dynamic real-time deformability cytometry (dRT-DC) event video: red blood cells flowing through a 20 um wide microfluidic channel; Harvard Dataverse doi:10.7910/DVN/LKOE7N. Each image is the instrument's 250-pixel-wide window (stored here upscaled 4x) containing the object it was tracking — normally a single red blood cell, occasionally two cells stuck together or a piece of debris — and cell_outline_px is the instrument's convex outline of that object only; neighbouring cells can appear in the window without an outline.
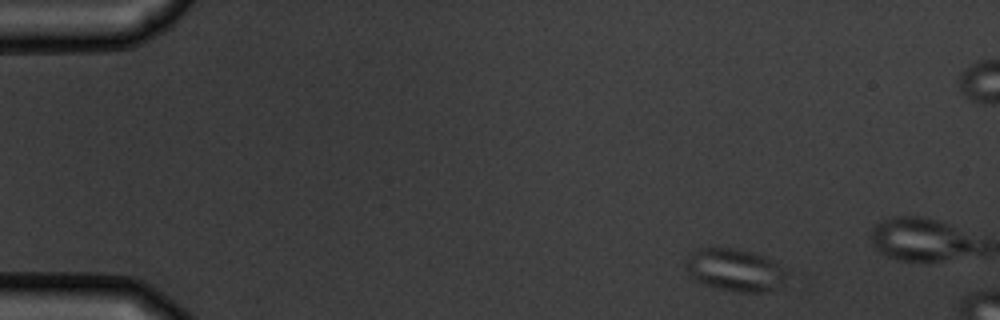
{"species": "common noctule bat (a hibernating species)", "species_latin": "Nyctalus noctula", "temperature_condition": "warm", "stored_images_in_passage": 4, "camera_frame_rate_fps": 3000, "um_per_image_px": 0.085, "animal": {"sex": "male", "body_mass_g": 19.5, "forearm_length_mm": 54.6}, "frame": {"image": 1, "passage_image": 1, "time_ms": 0.0, "image_size_px": [1000, 320], "cell_outline_px": [[788, 272], [784, 288], [768, 292], [736, 292], [704, 284], [696, 280], [688, 272], [688, 256], [692, 252], [700, 248], [736, 248], [752, 252], [764, 256], [772, 260]], "centroid_in_image_um": [62.57, 22.97], "position_along_channel_um": 22.4, "area_um2": 25.09}}